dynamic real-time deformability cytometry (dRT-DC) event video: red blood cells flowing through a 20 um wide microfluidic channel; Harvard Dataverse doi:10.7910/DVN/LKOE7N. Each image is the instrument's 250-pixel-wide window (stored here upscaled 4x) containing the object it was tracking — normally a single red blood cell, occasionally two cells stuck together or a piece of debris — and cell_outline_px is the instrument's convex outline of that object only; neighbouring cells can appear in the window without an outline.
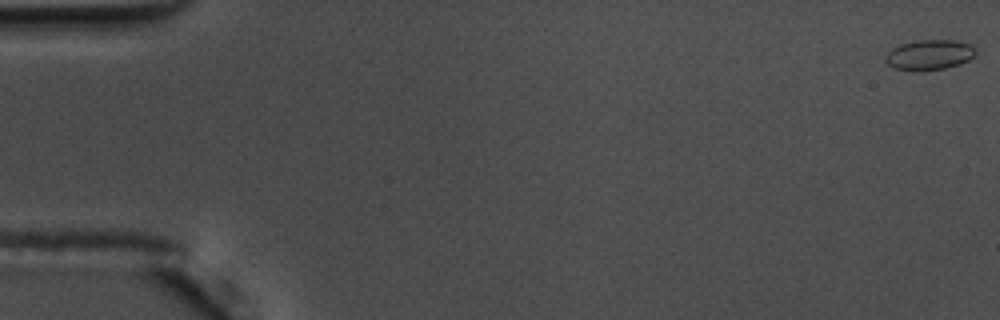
{"species": "common noctule bat (a hibernating species)", "species_latin": "Nyctalus noctula", "temperature_condition": "warm", "stored_images_in_passage": 15, "camera_frame_rate_fps": 3000, "um_per_image_px": 0.085, "animal": {"sex": "male", "body_mass_g": 17.5, "forearm_length_mm": 52.3}, "frame": {"image": 1, "passage_image": 1, "time_ms": 0.0, "image_size_px": [1000, 320], "cell_outline_px": [[976, 56], [960, 64], [944, 68], [892, 68], [884, 60], [884, 56], [892, 48], [900, 44], [916, 40], [952, 40], [972, 44], [976, 48]], "centroid_in_image_um": [79.03, 4.61], "position_along_channel_um": 6.0, "area_um2": 15.49}}